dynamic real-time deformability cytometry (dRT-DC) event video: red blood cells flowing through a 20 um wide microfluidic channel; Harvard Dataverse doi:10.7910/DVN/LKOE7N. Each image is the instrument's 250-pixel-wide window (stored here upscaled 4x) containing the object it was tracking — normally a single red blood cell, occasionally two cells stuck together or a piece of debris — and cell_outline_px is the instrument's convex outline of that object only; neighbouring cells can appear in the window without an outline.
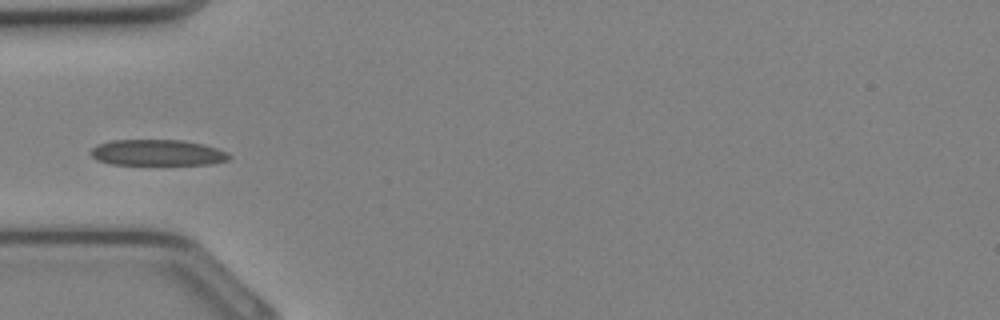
{"species": "Egyptian fruit bat (a non-hibernating species)", "species_latin": "Rousettus aegyptiacus", "temperature_condition": "cold", "stored_images_in_passage": 29, "camera_frame_rate_fps": 3000, "um_per_image_px": 0.085, "animal": {"sex": "female"}, "frame": {"image": 1, "passage_image": 6, "time_ms": 1.667, "image_size_px": [1000, 320], "cell_outline_px": [[232, 156], [228, 160], [212, 164], [112, 164], [96, 160], [88, 152], [96, 144], [112, 140], [184, 140], [204, 144], [228, 152]], "centroid_in_image_um": [13.38, 12.97], "position_along_channel_um": 71.6, "area_um2": 21.1}}
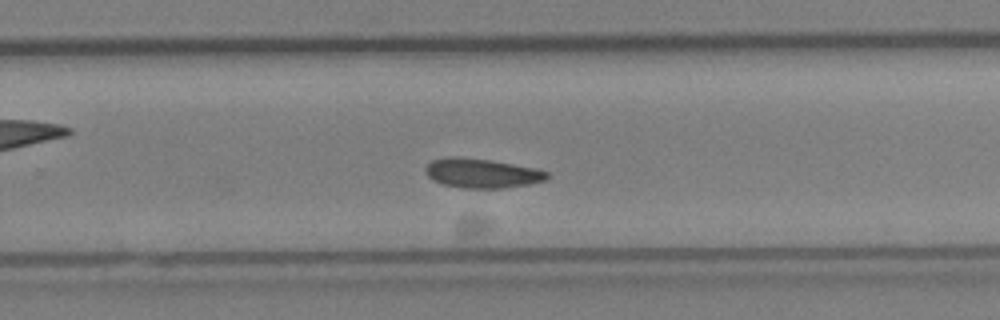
{"frame": {"image": 2, "passage_image": 17, "time_ms": 5.333, "image_size_px": [1000, 320], "cell_outline_px": [[548, 176], [544, 180], [528, 184], [504, 188], [464, 188], [444, 184], [432, 180], [424, 172], [424, 168], [432, 160], [444, 156], [460, 156], [492, 160], [536, 168], [548, 172]], "centroid_in_image_um": [40.91, 14.7], "position_along_channel_um": 288.9, "area_um2": 20.98}}
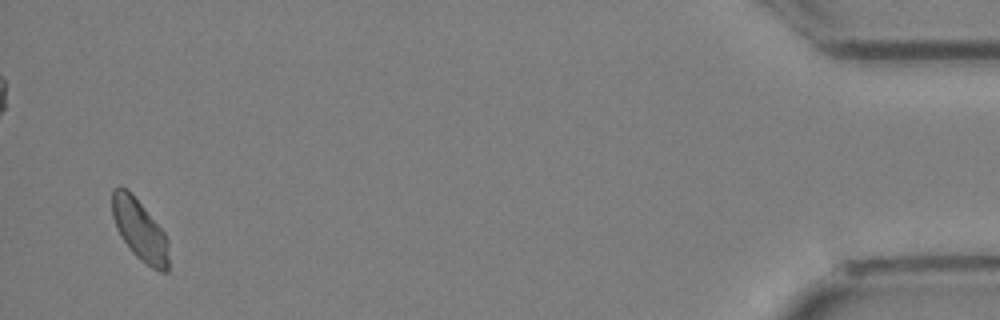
{"frame": {"image": 3, "passage_image": 28, "time_ms": 9.0, "image_size_px": [1000, 320], "cell_outline_px": [[168, 272], [160, 272], [152, 268], [140, 260], [132, 252], [120, 236], [112, 216], [112, 188], [120, 184], [128, 188], [132, 192], [164, 232], [168, 240]], "centroid_in_image_um": [11.86, 19.51], "position_along_channel_um": 423.3, "area_um2": 20.4}}